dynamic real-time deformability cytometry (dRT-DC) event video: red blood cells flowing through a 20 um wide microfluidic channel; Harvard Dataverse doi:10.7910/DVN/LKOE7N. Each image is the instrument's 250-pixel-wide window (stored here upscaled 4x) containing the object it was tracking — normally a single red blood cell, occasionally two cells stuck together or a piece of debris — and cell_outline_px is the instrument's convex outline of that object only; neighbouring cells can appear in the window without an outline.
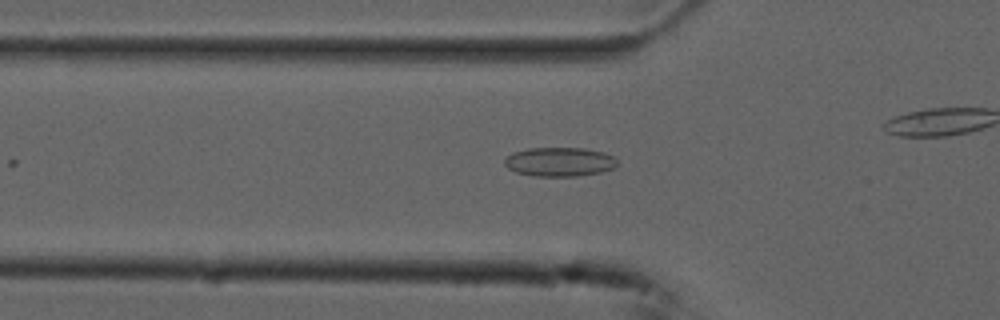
{"species": "common noctule bat (a hibernating species)", "species_latin": "Nyctalus noctula", "temperature_condition": "cold", "stored_images_in_passage": 14, "camera_frame_rate_fps": 3000, "um_per_image_px": 0.085, "animal": {"sex": "male", "forearm_length_mm": 52.5}, "frame": {"image": 1, "passage_image": 10, "time_ms": 3.0, "image_size_px": [1000, 320], "cell_outline_px": [[616, 164], [612, 168], [600, 172], [576, 176], [532, 176], [516, 172], [508, 168], [504, 164], [504, 160], [512, 152], [528, 148], [584, 148], [604, 152], [612, 156], [616, 160]], "centroid_in_image_um": [47.52, 13.75], "position_along_channel_um": 78.3, "area_um2": 19.02}}